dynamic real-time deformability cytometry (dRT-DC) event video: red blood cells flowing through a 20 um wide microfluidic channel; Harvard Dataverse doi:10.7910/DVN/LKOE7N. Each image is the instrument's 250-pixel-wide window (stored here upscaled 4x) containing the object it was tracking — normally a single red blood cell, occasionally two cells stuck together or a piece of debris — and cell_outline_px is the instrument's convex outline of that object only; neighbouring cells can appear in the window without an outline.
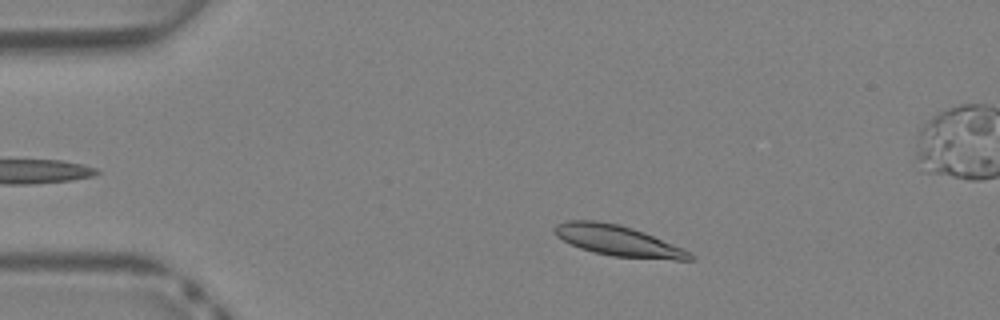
{"species": "Egyptian fruit bat (a non-hibernating species)", "species_latin": "Rousettus aegyptiacus", "temperature_condition": "warm", "stored_images_in_passage": 38, "camera_frame_rate_fps": 3000, "um_per_image_px": 0.085, "animal": {"sex": "female"}, "frame": {"image": 1, "passage_image": 5, "time_ms": 1.333, "image_size_px": [1000, 320], "cell_outline_px": [[696, 256], [692, 260], [676, 260], [612, 256], [580, 248], [556, 236], [552, 232], [552, 228], [556, 224], [568, 220], [596, 220], [620, 224], [644, 232], [680, 248]], "centroid_in_image_um": [52.48, 20.44], "position_along_channel_um": 32.5, "area_um2": 23.93}}
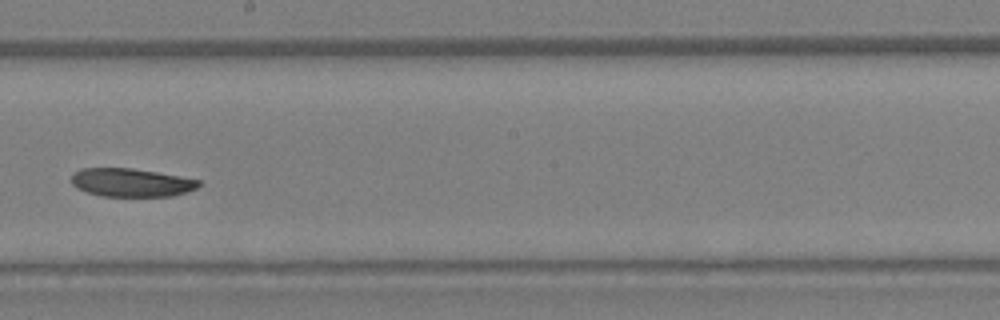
{"frame": {"image": 2, "passage_image": 20, "time_ms": 6.333, "image_size_px": [1000, 320], "cell_outline_px": [[200, 184], [196, 188], [172, 196], [100, 196], [76, 188], [72, 184], [72, 176], [80, 168], [132, 168], [156, 172], [200, 180]], "centroid_in_image_um": [11.13, 15.51], "position_along_channel_um": 237.1, "area_um2": 20.81}}
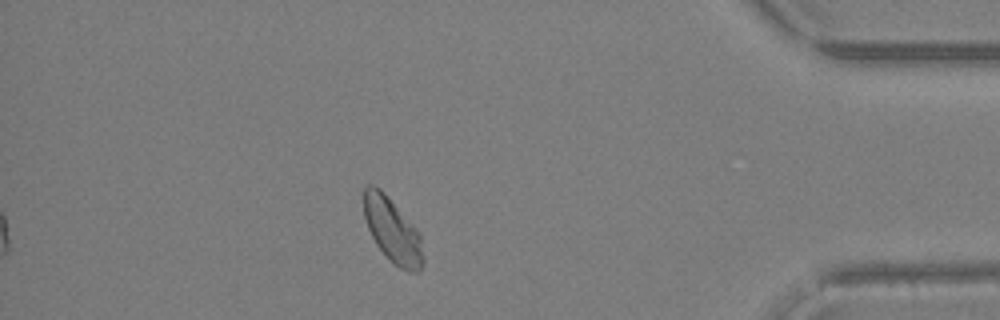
{"frame": {"image": 3, "passage_image": 32, "time_ms": 10.333, "image_size_px": [1000, 320], "cell_outline_px": [[424, 260], [420, 272], [408, 272], [400, 268], [376, 244], [368, 228], [364, 216], [364, 188], [368, 184], [372, 184], [380, 188], [384, 192], [420, 232], [424, 256]], "centroid_in_image_um": [33.39, 19.57], "position_along_channel_um": 401.8, "area_um2": 22.2}}